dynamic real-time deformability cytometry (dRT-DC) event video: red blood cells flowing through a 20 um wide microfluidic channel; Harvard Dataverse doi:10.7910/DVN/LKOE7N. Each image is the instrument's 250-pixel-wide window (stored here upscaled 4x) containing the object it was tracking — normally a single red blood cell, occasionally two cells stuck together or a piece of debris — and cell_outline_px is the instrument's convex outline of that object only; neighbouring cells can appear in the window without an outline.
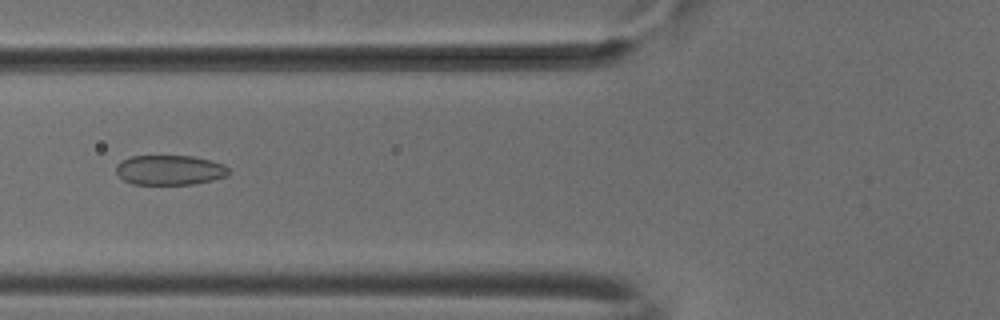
{"species": "common noctule bat (a hibernating species)", "species_latin": "Nyctalus noctula", "temperature_condition": "cold", "stored_images_in_passage": 52, "camera_frame_rate_fps": 3000, "um_per_image_px": 0.085, "animal": {"sex": "male", "body_mass_g": 18.8}, "frame": {"image": 1, "passage_image": 20, "time_ms": 6.333, "image_size_px": [1000, 320], "cell_outline_px": [[228, 176], [212, 180], [192, 184], [132, 184], [124, 180], [116, 172], [116, 164], [120, 160], [132, 156], [192, 156], [224, 164], [228, 168]], "centroid_in_image_um": [14.4, 14.45], "position_along_channel_um": 111.4, "area_um2": 19.54}}
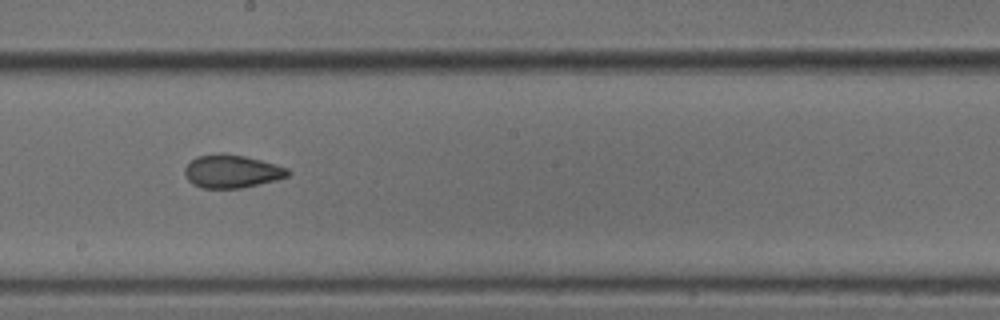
{"frame": {"image": 2, "passage_image": 29, "time_ms": 9.333, "image_size_px": [1000, 320], "cell_outline_px": [[292, 172], [288, 176], [276, 180], [240, 188], [200, 188], [192, 184], [188, 180], [184, 172], [184, 168], [196, 156], [220, 152], [224, 152], [244, 156], [260, 160], [288, 168]], "centroid_in_image_um": [19.68, 14.56], "position_along_channel_um": 228.5, "area_um2": 20.0}}
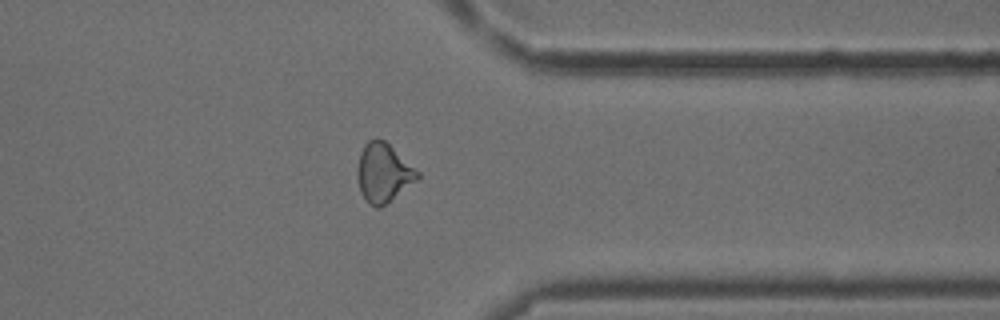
{"frame": {"image": 3, "passage_image": 41, "time_ms": 13.333, "image_size_px": [1000, 320], "cell_outline_px": [[420, 176], [416, 180], [380, 208], [376, 208], [368, 204], [360, 188], [356, 176], [356, 168], [360, 152], [364, 144], [368, 140], [376, 136], [384, 140], [420, 172]], "centroid_in_image_um": [32.55, 14.65], "position_along_channel_um": 378.8, "area_um2": 20.58}, "authors_computed_cell_mechanics": {"area_um2": 20.4901, "velocity_mm_per_s": 3.8895, "shape_relaxation_time_tau1_ms": 9.244, "shape_relaxation_time_tau2_ms": 1.7947, "deformation_change_tau1": 0.1568, "deformation_change_tau2": 0.0702}}